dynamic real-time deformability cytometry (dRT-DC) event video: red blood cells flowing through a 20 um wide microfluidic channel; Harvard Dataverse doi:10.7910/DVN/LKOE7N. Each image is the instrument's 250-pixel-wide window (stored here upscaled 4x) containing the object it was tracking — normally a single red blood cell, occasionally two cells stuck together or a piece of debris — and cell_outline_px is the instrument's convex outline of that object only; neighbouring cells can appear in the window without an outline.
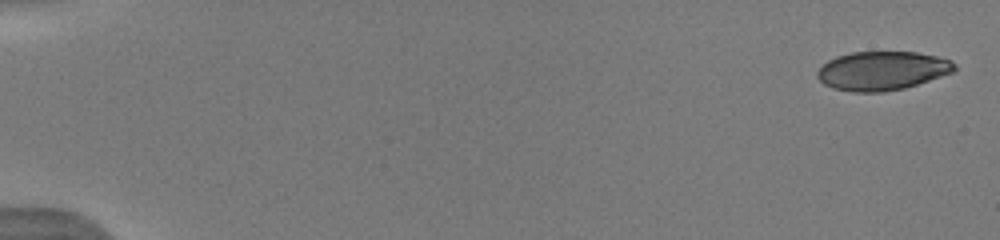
{"species": "human", "species_latin": "Homo sapiens", "temperature_condition": "warm", "stored_images_in_passage": 11, "camera_frame_rate_fps": 3000, "um_per_image_px": 0.085, "donor": {"sex": "male"}, "frame": {"image": 1, "passage_image": 1, "time_ms": 0.0, "image_size_px": [1000, 240], "cell_outline_px": [[956, 68], [952, 72], [904, 88], [880, 92], [852, 92], [832, 88], [824, 84], [816, 76], [816, 72], [828, 60], [836, 56], [852, 52], [916, 52], [936, 56], [952, 60], [956, 64]], "centroid_in_image_um": [74.96, 6.01], "position_along_channel_um": 10.0, "area_um2": 30.92}}
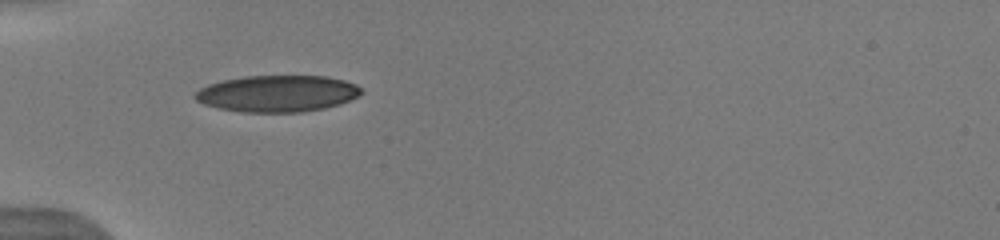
{"frame": {"image": 2, "passage_image": 7, "time_ms": 5.333, "image_size_px": [1000, 240], "cell_outline_px": [[364, 92], [360, 96], [352, 100], [340, 104], [324, 108], [300, 112], [244, 112], [220, 108], [204, 104], [196, 100], [192, 96], [200, 88], [208, 84], [224, 80], [244, 76], [328, 76], [344, 80], [356, 84]], "centroid_in_image_um": [23.61, 7.95], "position_along_channel_um": 61.4, "area_um2": 35.55}}